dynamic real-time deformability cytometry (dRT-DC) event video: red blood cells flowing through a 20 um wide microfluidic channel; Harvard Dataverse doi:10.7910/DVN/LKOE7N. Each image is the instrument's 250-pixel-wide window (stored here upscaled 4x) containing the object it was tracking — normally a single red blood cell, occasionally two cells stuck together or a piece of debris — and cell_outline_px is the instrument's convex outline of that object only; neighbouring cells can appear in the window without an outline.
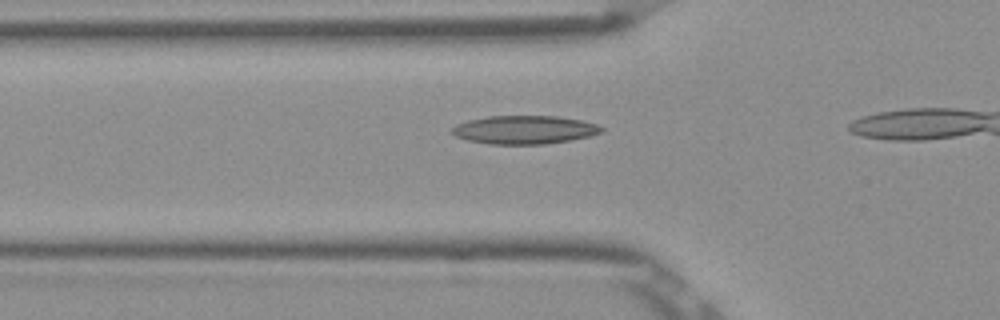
{"species": "Egyptian fruit bat (a non-hibernating species)", "species_latin": "Rousettus aegyptiacus", "temperature_condition": "room temperature", "stored_images_in_passage": 12, "camera_frame_rate_fps": 3000, "um_per_image_px": 0.085, "frame": {"image": 1, "passage_image": 7, "time_ms": 2.0, "image_size_px": [1000, 320], "cell_outline_px": [[604, 132], [588, 136], [568, 140], [544, 144], [488, 144], [468, 140], [456, 136], [448, 132], [456, 124], [468, 120], [488, 116], [556, 116], [580, 120], [596, 124], [604, 128]], "centroid_in_image_um": [44.54, 11.03], "position_along_channel_um": 81.3, "area_um2": 24.68}}
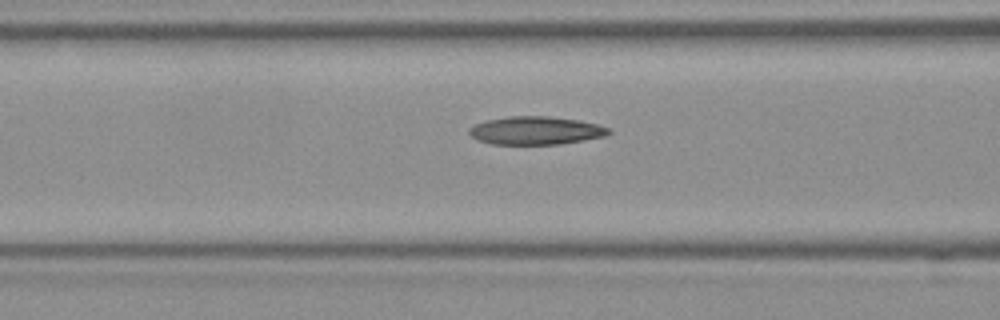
{"frame": {"image": 2, "passage_image": 10, "time_ms": 3.0, "image_size_px": [1000, 320], "cell_outline_px": [[612, 132], [604, 136], [584, 140], [560, 144], [492, 144], [476, 140], [468, 132], [468, 128], [476, 124], [488, 120], [508, 116], [548, 116], [576, 120], [596, 124], [608, 128]], "centroid_in_image_um": [45.51, 11.1], "position_along_channel_um": 121.1, "area_um2": 22.72}}